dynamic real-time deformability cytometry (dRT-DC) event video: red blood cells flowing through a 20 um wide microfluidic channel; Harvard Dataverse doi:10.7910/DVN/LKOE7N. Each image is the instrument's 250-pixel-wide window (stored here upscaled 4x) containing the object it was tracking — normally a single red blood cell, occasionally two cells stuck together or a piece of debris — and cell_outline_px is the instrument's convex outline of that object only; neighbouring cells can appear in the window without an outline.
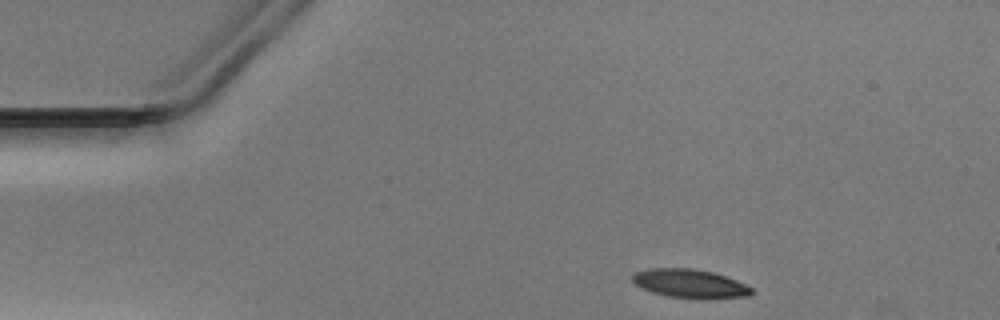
{"species": "Egyptian fruit bat (a non-hibernating species)", "species_latin": "Rousettus aegyptiacus", "temperature_condition": "warm", "stored_images_in_passage": 34, "camera_frame_rate_fps": 3000, "um_per_image_px": 0.085, "animal": {"sex": "male"}, "frame": {"image": 1, "passage_image": 1, "time_ms": 0.0, "image_size_px": [1000, 320], "cell_outline_px": [[752, 292], [748, 296], [668, 296], [652, 292], [636, 284], [632, 280], [632, 276], [636, 272], [648, 268], [692, 268], [712, 272], [736, 280], [752, 288]], "centroid_in_image_um": [58.57, 24.04], "position_along_channel_um": 26.4, "area_um2": 18.79}}
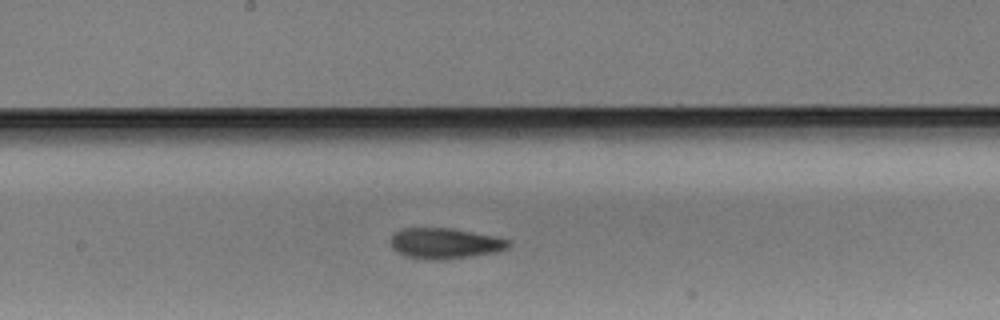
{"frame": {"image": 2, "passage_image": 20, "time_ms": 6.333, "image_size_px": [1000, 320], "cell_outline_px": [[512, 244], [508, 248], [496, 252], [448, 260], [428, 260], [404, 256], [396, 252], [388, 244], [388, 240], [396, 232], [404, 228], [452, 228], [496, 236], [512, 240]], "centroid_in_image_um": [37.82, 20.7], "position_along_channel_um": 210.4, "area_um2": 21.62}}
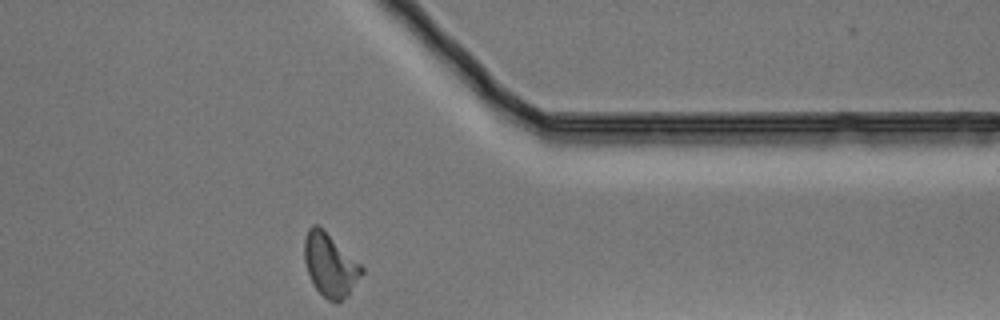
{"frame": {"image": 3, "passage_image": 34, "time_ms": 11.0, "image_size_px": [1000, 320], "cell_outline_px": [[364, 272], [348, 296], [336, 304], [328, 300], [312, 284], [304, 260], [304, 236], [308, 228], [312, 224], [320, 224], [364, 268]], "centroid_in_image_um": [28.05, 22.5], "position_along_channel_um": 383.4, "area_um2": 21.39}}